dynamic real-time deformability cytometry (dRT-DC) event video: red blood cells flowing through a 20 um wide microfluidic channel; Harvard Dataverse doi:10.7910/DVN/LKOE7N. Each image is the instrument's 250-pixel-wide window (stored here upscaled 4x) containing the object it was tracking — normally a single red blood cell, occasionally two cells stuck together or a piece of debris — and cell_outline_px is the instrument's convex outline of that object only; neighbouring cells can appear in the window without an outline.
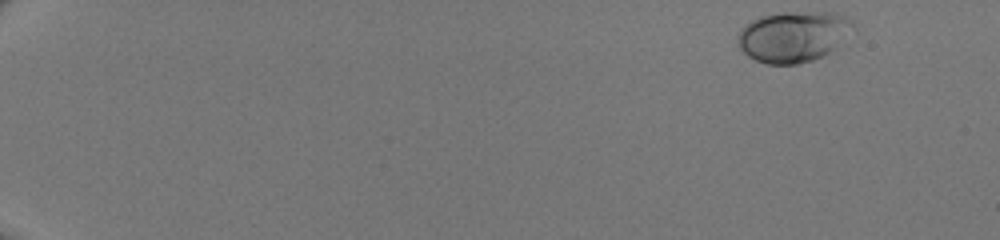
{"species": "human", "species_latin": "Homo sapiens", "temperature_condition": "room temperature", "stored_images_in_passage": 47, "camera_frame_rate_fps": 3000, "um_per_image_px": 0.085, "donor": {"sex": "male"}, "frame": {"image": 1, "passage_image": 1, "time_ms": 0.0, "image_size_px": [1000, 240], "cell_outline_px": [[856, 32], [828, 52], [812, 60], [796, 64], [764, 64], [748, 56], [740, 48], [736, 40], [736, 36], [740, 28], [752, 20], [760, 16], [784, 12], [832, 12], [844, 16], [852, 20], [856, 28]], "centroid_in_image_um": [67.45, 3.09], "position_along_channel_um": 17.6, "area_um2": 34.56}}
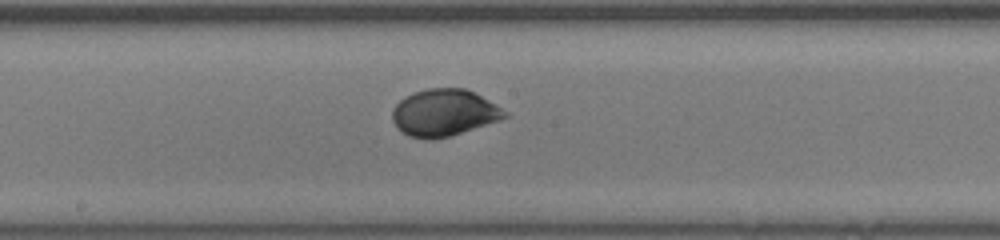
{"frame": {"image": 2, "passage_image": 27, "time_ms": 8.667, "image_size_px": [1000, 240], "cell_outline_px": [[512, 116], [500, 120], [448, 136], [432, 140], [408, 136], [396, 128], [392, 120], [392, 108], [404, 96], [412, 92], [428, 88], [464, 88], [480, 96], [508, 112]], "centroid_in_image_um": [37.7, 9.58], "position_along_channel_um": 210.5, "area_um2": 30.69}}
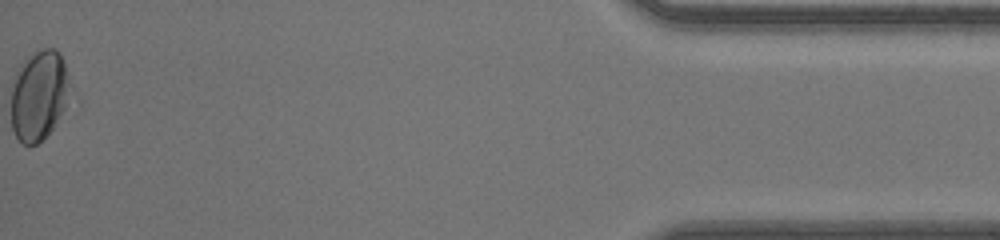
{"frame": {"image": 3, "passage_image": 47, "time_ms": 15.333, "image_size_px": [1000, 240], "cell_outline_px": [[72, 104], [52, 128], [36, 144], [20, 144], [12, 128], [12, 84], [16, 68], [28, 56], [44, 48], [56, 48], [60, 52], [64, 60], [72, 88]], "centroid_in_image_um": [3.38, 8.07], "position_along_channel_um": 431.8, "area_um2": 31.91}}